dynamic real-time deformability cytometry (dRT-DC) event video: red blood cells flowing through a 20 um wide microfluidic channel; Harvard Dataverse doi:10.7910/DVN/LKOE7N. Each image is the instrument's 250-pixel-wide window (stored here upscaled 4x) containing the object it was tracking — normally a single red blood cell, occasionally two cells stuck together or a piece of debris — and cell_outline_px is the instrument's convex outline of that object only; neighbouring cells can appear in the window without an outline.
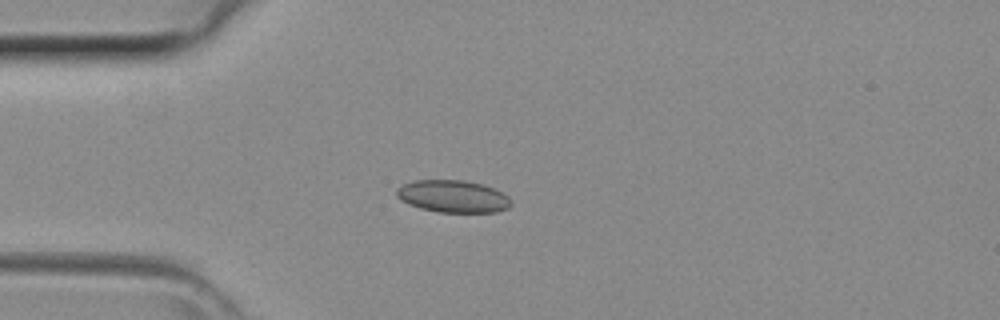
{"species": "common noctule bat (a hibernating species)", "species_latin": "Nyctalus noctula", "temperature_condition": "room temperature", "stored_images_in_passage": 42, "camera_frame_rate_fps": 3000, "um_per_image_px": 0.085, "animal": {"sex": "female", "body_mass_g": 29.2, "forearm_length_mm": 56.3}, "frame": {"image": 1, "passage_image": 11, "time_ms": 3.333, "image_size_px": [1000, 320], "cell_outline_px": [[512, 204], [508, 208], [496, 212], [440, 212], [420, 208], [408, 204], [400, 200], [396, 196], [396, 188], [412, 180], [464, 180], [484, 184], [504, 192], [512, 200]], "centroid_in_image_um": [38.52, 16.68], "position_along_channel_um": 46.5, "area_um2": 21.85}}
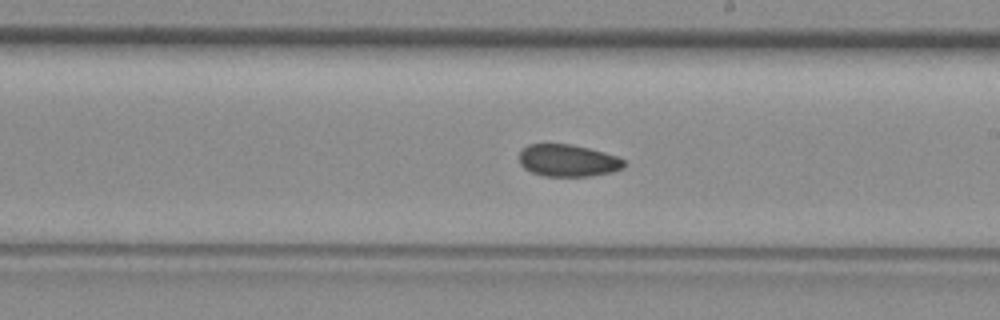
{"frame": {"image": 2, "passage_image": 24, "time_ms": 7.667, "image_size_px": [1000, 320], "cell_outline_px": [[624, 168], [612, 172], [592, 176], [544, 176], [532, 172], [524, 168], [520, 164], [520, 152], [528, 144], [572, 144], [604, 152], [616, 156], [624, 160]], "centroid_in_image_um": [48.28, 13.65], "position_along_channel_um": 240.7, "area_um2": 19.59}}
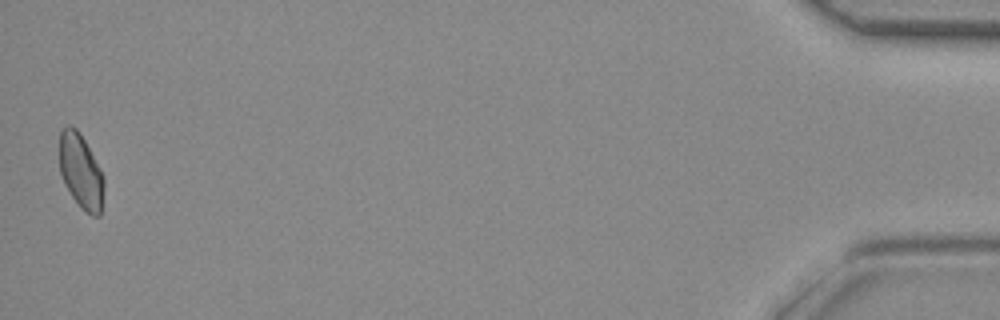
{"frame": {"image": 3, "passage_image": 42, "time_ms": 13.667, "image_size_px": [1000, 320], "cell_outline_px": [[104, 188], [100, 216], [92, 216], [80, 208], [64, 184], [60, 172], [60, 132], [64, 124], [68, 124], [76, 128], [80, 132], [100, 168], [104, 176]], "centroid_in_image_um": [6.87, 14.56], "position_along_channel_um": 428.3, "area_um2": 19.54}}